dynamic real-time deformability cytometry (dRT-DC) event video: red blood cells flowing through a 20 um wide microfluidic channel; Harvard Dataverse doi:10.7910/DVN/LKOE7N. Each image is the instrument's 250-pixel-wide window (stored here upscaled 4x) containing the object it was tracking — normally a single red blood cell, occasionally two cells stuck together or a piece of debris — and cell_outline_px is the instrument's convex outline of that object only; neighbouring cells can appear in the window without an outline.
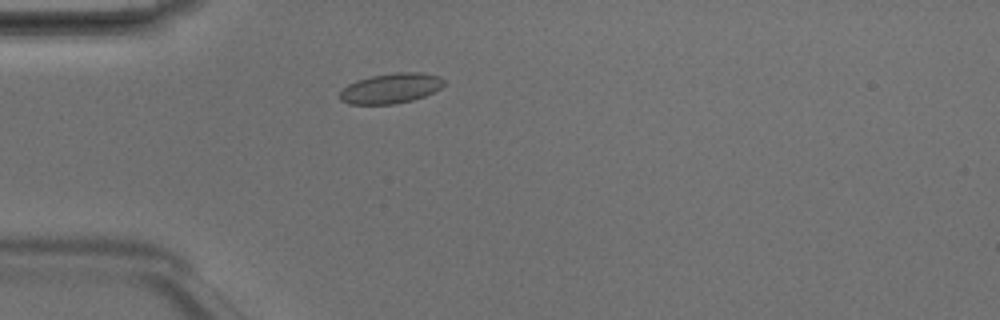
{"species": "Egyptian fruit bat (a non-hibernating species)", "species_latin": "Rousettus aegyptiacus", "temperature_condition": "room temperature", "stored_images_in_passage": 1, "camera_frame_rate_fps": 3000, "um_per_image_px": 0.085, "animal": {"sex": "male"}, "frame": {"image": 1, "passage_image": 1, "time_ms": 0.0, "image_size_px": [1000, 320], "cell_outline_px": [[444, 84], [440, 88], [424, 96], [412, 100], [396, 104], [348, 104], [340, 100], [340, 92], [348, 84], [356, 80], [372, 76], [396, 72], [420, 72], [440, 76], [444, 80]], "centroid_in_image_um": [33.21, 7.5], "position_along_channel_um": 51.8, "area_um2": 18.26}}